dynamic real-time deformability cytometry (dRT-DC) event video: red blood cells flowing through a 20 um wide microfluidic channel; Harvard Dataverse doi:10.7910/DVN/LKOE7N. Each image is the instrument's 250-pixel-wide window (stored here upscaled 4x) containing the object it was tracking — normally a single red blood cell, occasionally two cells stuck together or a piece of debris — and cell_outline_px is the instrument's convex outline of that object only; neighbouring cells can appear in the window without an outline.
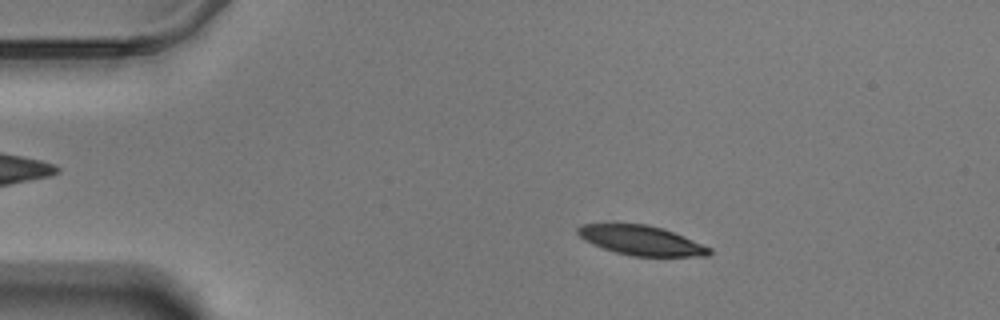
{"species": "Egyptian fruit bat (a non-hibernating species)", "species_latin": "Rousettus aegyptiacus", "temperature_condition": "warm", "stored_images_in_passage": 58, "camera_frame_rate_fps": 3000, "um_per_image_px": 0.085, "animal": {"sex": "male"}, "frame": {"image": 1, "passage_image": 10, "time_ms": 3.0, "image_size_px": [1000, 320], "cell_outline_px": [[712, 252], [708, 256], [632, 256], [616, 252], [592, 244], [584, 240], [576, 232], [576, 228], [580, 224], [648, 224], [664, 228], [712, 248]], "centroid_in_image_um": [54.51, 20.43], "position_along_channel_um": 30.5, "area_um2": 22.66}}
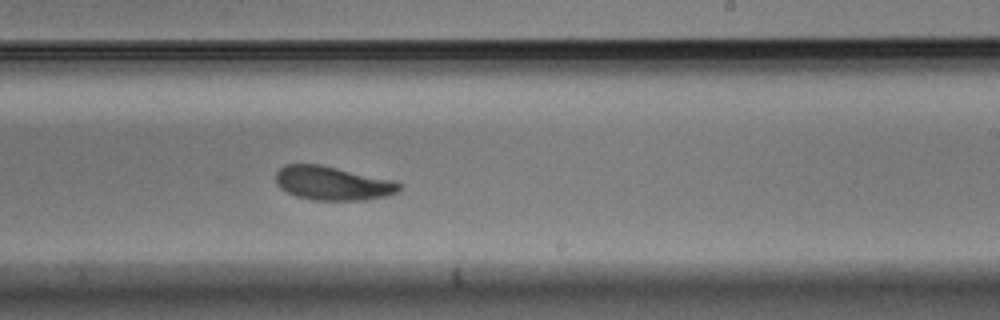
{"frame": {"image": 2, "passage_image": 35, "time_ms": 11.333, "image_size_px": [1000, 320], "cell_outline_px": [[400, 192], [388, 196], [364, 200], [312, 200], [296, 196], [280, 188], [276, 184], [276, 172], [284, 164], [320, 164], [396, 180], [400, 184]], "centroid_in_image_um": [28.3, 15.57], "position_along_channel_um": 260.7, "area_um2": 24.68}}
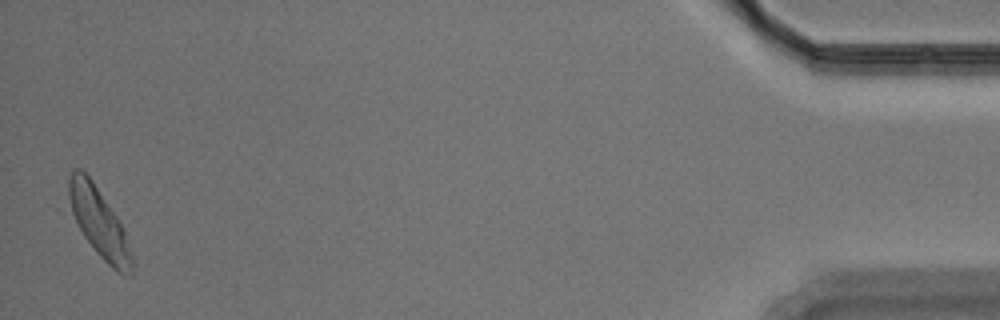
{"frame": {"image": 3, "passage_image": 57, "time_ms": 18.667, "image_size_px": [1000, 320], "cell_outline_px": [[132, 276], [124, 276], [116, 272], [96, 252], [84, 236], [72, 212], [68, 196], [68, 180], [72, 168], [80, 168], [92, 180], [124, 228], [132, 256]], "centroid_in_image_um": [8.43, 18.93], "position_along_channel_um": 426.8, "area_um2": 25.14}, "authors_computed_cell_mechanics": {"area_um2": 24.4494, "velocity_mm_per_s": 3.4418, "shape_relaxation_time_tau1_ms": 3.1874, "shape_relaxation_time_tau2_ms": null, "deformation_change_tau1": 0.1255, "deformation_change_tau2": null}}